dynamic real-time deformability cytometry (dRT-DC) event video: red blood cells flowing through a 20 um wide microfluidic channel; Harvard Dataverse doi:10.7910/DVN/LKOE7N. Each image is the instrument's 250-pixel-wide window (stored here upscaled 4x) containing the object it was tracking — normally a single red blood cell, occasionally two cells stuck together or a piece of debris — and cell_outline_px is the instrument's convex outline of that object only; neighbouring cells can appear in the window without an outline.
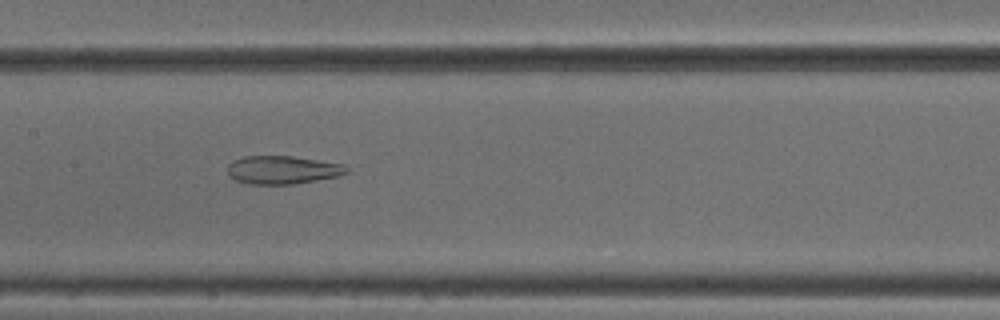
{"species": "common noctule bat (a hibernating species)", "species_latin": "Nyctalus noctula", "temperature_condition": "cold", "stored_images_in_passage": 49, "camera_frame_rate_fps": 3000, "um_per_image_px": 0.085, "animal": {"sex": "male", "body_mass_g": 18.8}, "frame": {"image": 1, "passage_image": 23, "time_ms": 7.333, "image_size_px": [1000, 320], "cell_outline_px": [[348, 172], [340, 176], [292, 184], [248, 184], [236, 180], [228, 176], [228, 164], [232, 160], [244, 156], [292, 156], [344, 164], [348, 168]], "centroid_in_image_um": [24.0, 14.44], "position_along_channel_um": 183.4, "area_um2": 19.65}}
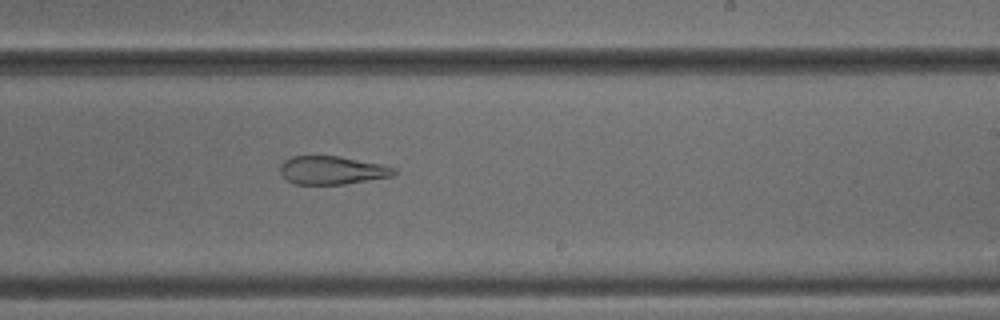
{"frame": {"image": 2, "passage_image": 29, "time_ms": 9.333, "image_size_px": [1000, 320], "cell_outline_px": [[396, 172], [392, 176], [344, 184], [296, 184], [288, 180], [280, 172], [280, 164], [284, 160], [292, 156], [340, 156], [380, 164], [396, 168]], "centroid_in_image_um": [28.21, 14.46], "position_along_channel_um": 260.8, "area_um2": 18.61}}
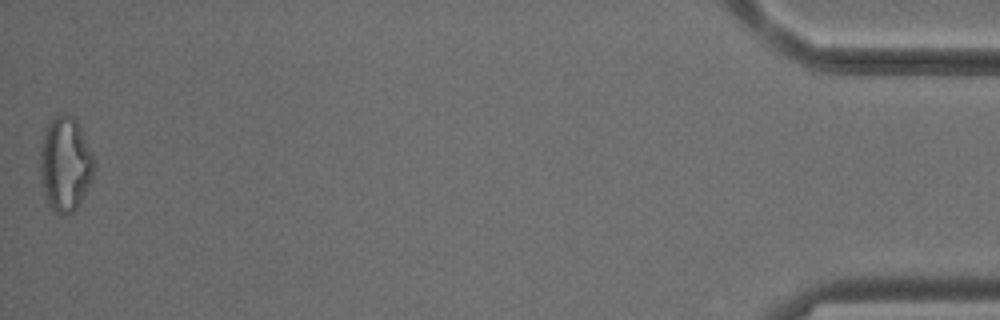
{"frame": {"image": 3, "passage_image": 49, "time_ms": 16.0, "image_size_px": [1000, 320], "cell_outline_px": [[96, 164], [92, 180], [80, 204], [72, 212], [60, 216], [48, 204], [44, 196], [40, 180], [40, 152], [44, 128], [56, 116], [64, 112], [68, 112], [76, 120], [92, 152]], "centroid_in_image_um": [5.55, 13.96], "position_along_channel_um": 429.7, "area_um2": 30.17}, "authors_computed_cell_mechanics": {"area_um2": 25.5476, "velocity_mm_per_s": 3.8931, "shape_relaxation_time_tau1_ms": null, "shape_relaxation_time_tau2_ms": 2.801, "deformation_change_tau1": null, "deformation_change_tau2": 0.1244}}